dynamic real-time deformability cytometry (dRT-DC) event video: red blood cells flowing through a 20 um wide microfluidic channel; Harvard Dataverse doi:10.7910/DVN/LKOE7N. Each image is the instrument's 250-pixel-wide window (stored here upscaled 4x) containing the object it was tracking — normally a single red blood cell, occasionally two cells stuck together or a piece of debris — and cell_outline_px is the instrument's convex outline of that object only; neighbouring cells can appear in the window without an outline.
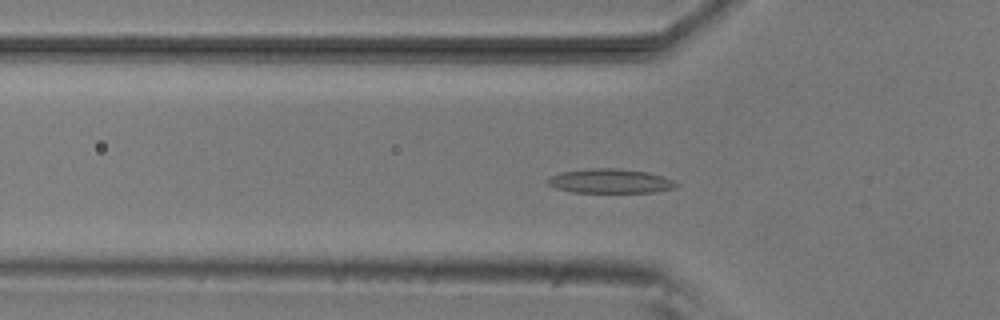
{"species": "common noctule bat (a hibernating species)", "species_latin": "Nyctalus noctula", "temperature_condition": "room temperature", "stored_images_in_passage": 47, "camera_frame_rate_fps": 3000, "um_per_image_px": 0.085, "animal": {"sex": "male", "body_mass_g": 20.5, "forearm_length_mm": 52.5}, "frame": {"image": 1, "passage_image": 11, "time_ms": 3.333, "image_size_px": [1000, 320], "cell_outline_px": [[680, 184], [676, 188], [656, 192], [572, 192], [556, 188], [548, 184], [544, 180], [560, 172], [592, 168], [616, 168], [648, 172], [664, 176]], "centroid_in_image_um": [51.89, 15.39], "position_along_channel_um": 73.9, "area_um2": 18.32}}
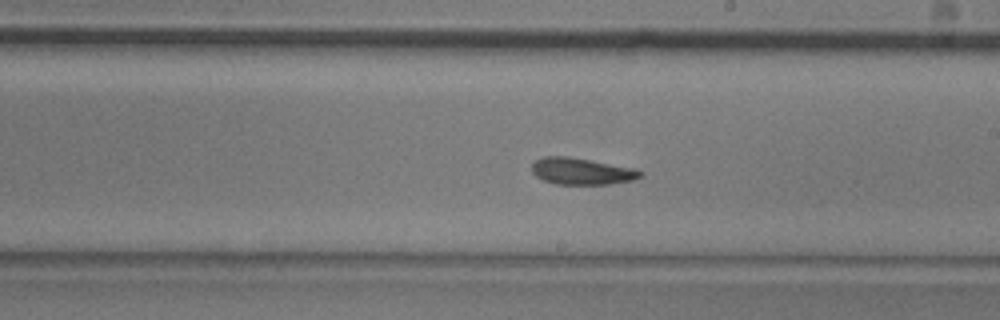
{"frame": {"image": 2, "passage_image": 24, "time_ms": 7.667, "image_size_px": [1000, 320], "cell_outline_px": [[644, 176], [632, 180], [608, 184], [556, 184], [544, 180], [536, 176], [532, 172], [532, 164], [536, 160], [544, 156], [568, 156], [636, 168], [644, 172]], "centroid_in_image_um": [49.47, 14.55], "position_along_channel_um": 239.5, "area_um2": 16.94}}
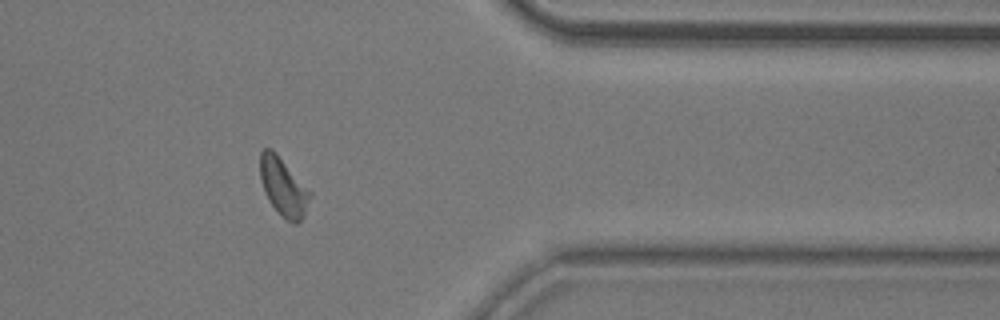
{"frame": {"image": 3, "passage_image": 37, "time_ms": 12.0, "image_size_px": [1000, 320], "cell_outline_px": [[312, 196], [304, 216], [296, 224], [292, 224], [268, 200], [264, 192], [260, 180], [260, 152], [264, 148], [272, 148], [276, 152], [312, 192]], "centroid_in_image_um": [24.1, 15.86], "position_along_channel_um": 387.3, "area_um2": 16.94}, "authors_computed_cell_mechanics": {"area_um2": 16.9932, "velocity_mm_per_s": 3.8073, "shape_relaxation_time_tau1_ms": 9.1598, "shape_relaxation_time_tau2_ms": 2.8057, "deformation_change_tau1": 0.1766, "deformation_change_tau2": 0.0833}}